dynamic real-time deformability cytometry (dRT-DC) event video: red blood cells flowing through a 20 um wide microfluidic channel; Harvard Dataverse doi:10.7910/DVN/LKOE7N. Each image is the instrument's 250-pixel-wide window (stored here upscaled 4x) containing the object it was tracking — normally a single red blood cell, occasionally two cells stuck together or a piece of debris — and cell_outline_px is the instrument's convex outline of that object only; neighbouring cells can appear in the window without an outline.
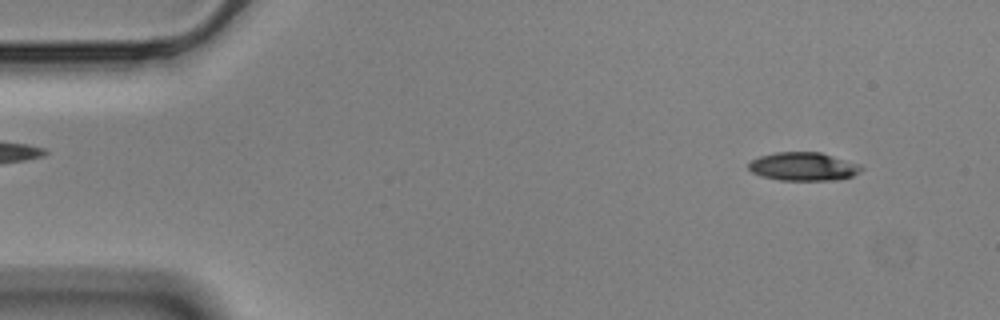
{"species": "Egyptian fruit bat (a non-hibernating species)", "species_latin": "Rousettus aegyptiacus", "temperature_condition": "cold", "stored_images_in_passage": 55, "camera_frame_rate_fps": 3000, "um_per_image_px": 0.085, "animal": {"sex": "male"}, "frame": {"image": 1, "passage_image": 4, "time_ms": 1.0, "image_size_px": [1000, 320], "cell_outline_px": [[864, 168], [860, 172], [852, 176], [836, 180], [780, 180], [760, 176], [752, 172], [748, 168], [748, 164], [752, 160], [760, 156], [776, 152], [820, 152], [860, 164]], "centroid_in_image_um": [68.29, 14.16], "position_along_channel_um": 16.7, "area_um2": 18.67}}
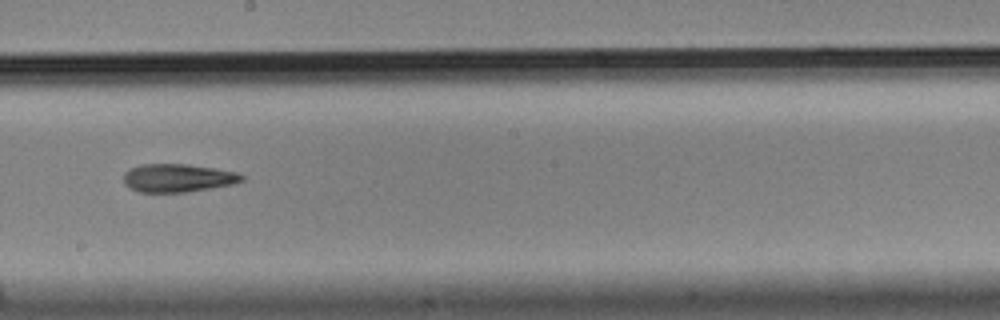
{"frame": {"image": 2, "passage_image": 30, "time_ms": 9.667, "image_size_px": [1000, 320], "cell_outline_px": [[244, 180], [232, 184], [188, 192], [140, 192], [128, 188], [124, 184], [124, 172], [128, 168], [140, 164], [188, 164], [236, 172], [244, 176]], "centroid_in_image_um": [15.06, 15.12], "position_along_channel_um": 233.1, "area_um2": 19.48}}
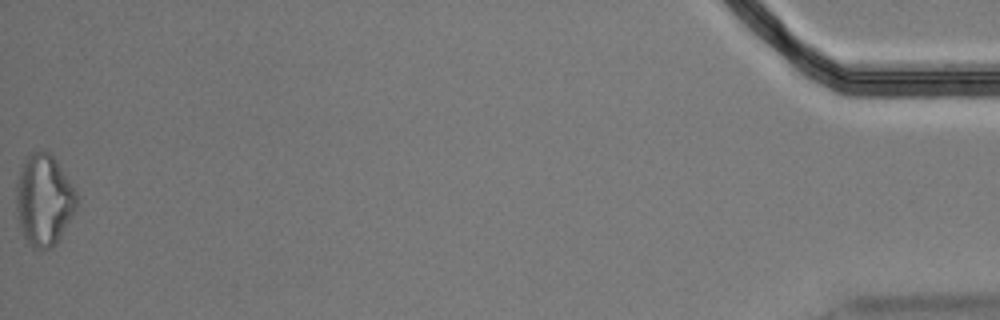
{"frame": {"image": 3, "passage_image": 55, "time_ms": 18.0, "image_size_px": [1000, 320], "cell_outline_px": [[76, 208], [72, 216], [56, 244], [52, 248], [32, 248], [24, 236], [20, 224], [16, 208], [16, 184], [20, 168], [24, 160], [32, 152], [48, 152], [56, 160], [76, 192]], "centroid_in_image_um": [3.72, 17.01], "position_along_channel_um": 431.5, "area_um2": 31.67}, "authors_computed_cell_mechanics": {"area_um2": 19.941, "velocity_mm_per_s": 3.569, "shape_relaxation_time_tau1_ms": null, "shape_relaxation_time_tau2_ms": 9.9781, "deformation_change_tau1": null, "deformation_change_tau2": 0.2414}}